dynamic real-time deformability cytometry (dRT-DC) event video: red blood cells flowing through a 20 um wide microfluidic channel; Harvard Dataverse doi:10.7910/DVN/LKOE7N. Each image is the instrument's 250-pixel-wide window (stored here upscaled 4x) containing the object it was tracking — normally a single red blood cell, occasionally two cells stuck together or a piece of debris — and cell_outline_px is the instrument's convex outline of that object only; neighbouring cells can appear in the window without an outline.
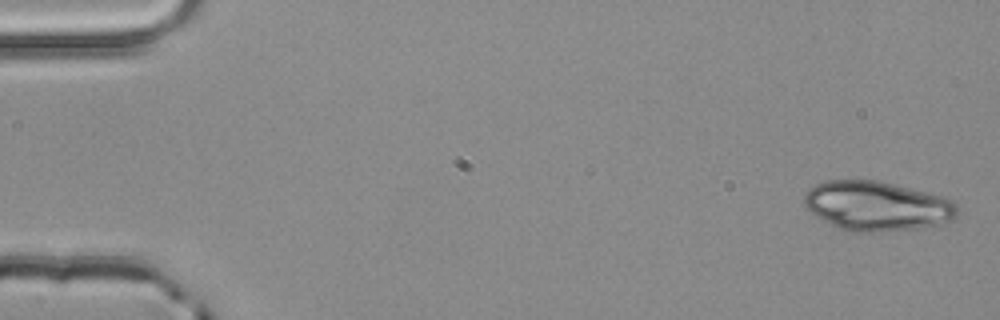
{"species": "common noctule bat (a hibernating species)", "species_latin": "Nyctalus noctula", "temperature_condition": "room temperature", "stored_images_in_passage": 4, "camera_frame_rate_fps": 3000, "um_per_image_px": 0.085, "animal": {"sex": "male", "body_mass_g": 20.4}, "frame": {"image": 1, "passage_image": 1, "time_ms": 0.0, "image_size_px": [1000, 320], "cell_outline_px": [[956, 216], [952, 220], [940, 224], [912, 228], [876, 232], [848, 232], [816, 216], [804, 204], [804, 192], [808, 188], [824, 180], [880, 180], [940, 196], [952, 200], [956, 204]], "centroid_in_image_um": [74.49, 17.49], "position_along_channel_um": 10.5, "area_um2": 43.93}}